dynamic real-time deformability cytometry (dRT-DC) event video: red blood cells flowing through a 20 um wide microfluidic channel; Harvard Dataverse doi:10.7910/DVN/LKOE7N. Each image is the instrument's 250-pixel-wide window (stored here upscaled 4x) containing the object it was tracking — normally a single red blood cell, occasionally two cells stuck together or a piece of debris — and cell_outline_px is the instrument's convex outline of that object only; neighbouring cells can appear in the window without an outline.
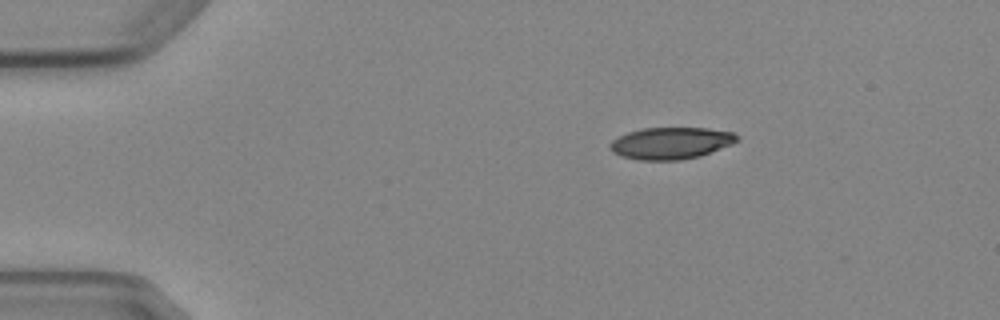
{"species": "Egyptian fruit bat (a non-hibernating species)", "species_latin": "Rousettus aegyptiacus", "temperature_condition": "cold", "stored_images_in_passage": 3, "camera_frame_rate_fps": 3000, "um_per_image_px": 0.085, "animal": {"sex": "female"}, "frame": {"image": 1, "passage_image": 1, "time_ms": 0.0, "image_size_px": [1000, 320], "cell_outline_px": [[740, 140], [732, 144], [700, 156], [680, 160], [640, 160], [620, 156], [612, 152], [608, 148], [608, 144], [612, 140], [628, 132], [640, 128], [708, 128], [732, 132], [740, 136]], "centroid_in_image_um": [57.01, 12.17], "position_along_channel_um": 28.0, "area_um2": 23.76}}
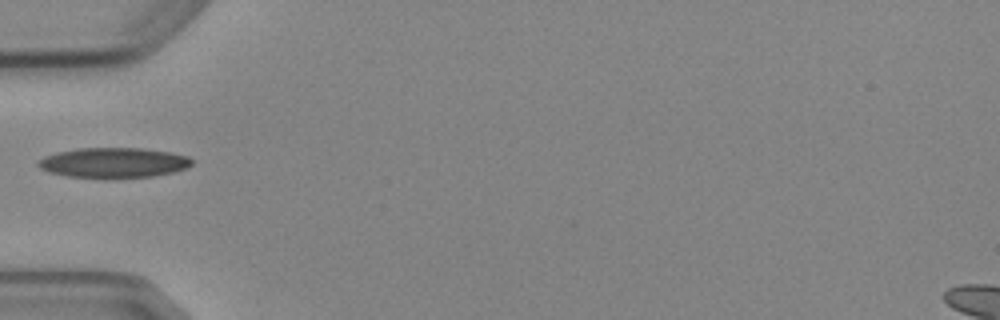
{"frame": {"image": 2, "passage_image": 3, "time_ms": 3.0, "image_size_px": [1000, 320], "cell_outline_px": [[192, 164], [188, 168], [172, 172], [152, 176], [68, 176], [48, 172], [40, 168], [36, 164], [36, 160], [44, 156], [56, 152], [76, 148], [140, 148], [172, 152], [188, 156], [192, 160]], "centroid_in_image_um": [9.63, 13.79], "position_along_channel_um": 75.4, "area_um2": 26.53}}